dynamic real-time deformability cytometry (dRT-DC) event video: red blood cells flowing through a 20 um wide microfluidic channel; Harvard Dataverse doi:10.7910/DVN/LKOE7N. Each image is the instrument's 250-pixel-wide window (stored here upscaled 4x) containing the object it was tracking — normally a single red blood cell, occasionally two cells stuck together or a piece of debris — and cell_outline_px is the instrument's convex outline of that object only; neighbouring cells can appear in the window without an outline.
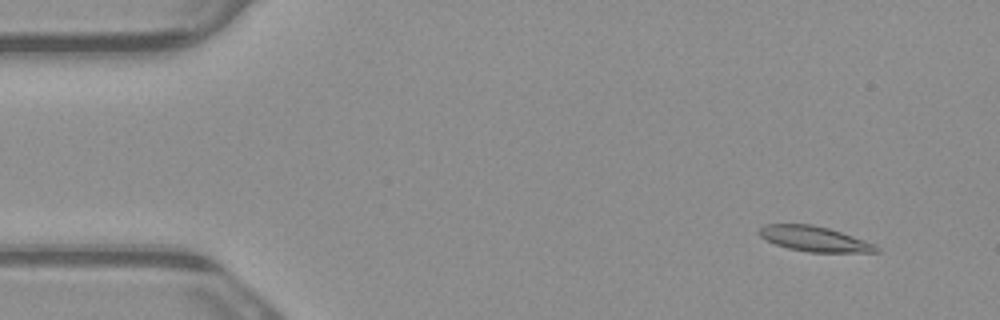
{"species": "common noctule bat (a hibernating species)", "species_latin": "Nyctalus noctula", "temperature_condition": "warm", "stored_images_in_passage": 4, "camera_frame_rate_fps": 3000, "um_per_image_px": 0.085, "animal": {"sex": "male", "body_mass_g": 23.1, "forearm_length_mm": 52.7}, "frame": {"image": 1, "passage_image": 1, "time_ms": 0.0, "image_size_px": [1000, 320], "cell_outline_px": [[880, 252], [808, 252], [788, 248], [776, 244], [760, 236], [756, 232], [764, 224], [812, 224], [828, 228], [876, 244], [880, 248]], "centroid_in_image_um": [69.22, 20.3], "position_along_channel_um": 15.8, "area_um2": 17.11}}
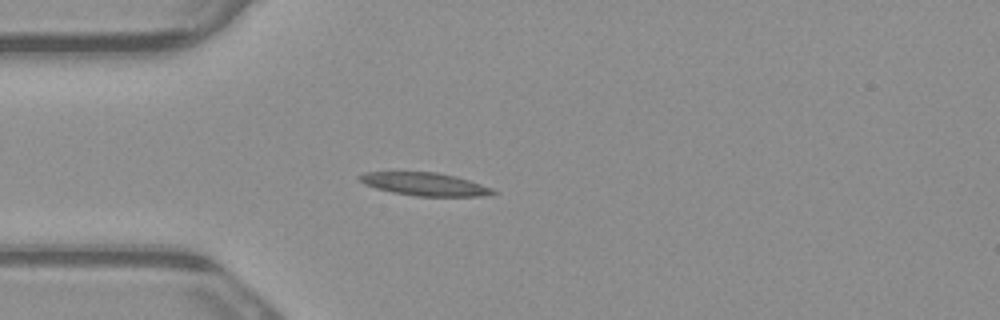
{"frame": {"image": 2, "passage_image": 3, "time_ms": 0.667, "image_size_px": [1000, 320], "cell_outline_px": [[500, 192], [480, 196], [416, 196], [392, 192], [376, 188], [364, 184], [356, 176], [364, 172], [436, 172], [456, 176], [492, 188]], "centroid_in_image_um": [36.08, 15.65], "position_along_channel_um": 48.9, "area_um2": 17.8}}